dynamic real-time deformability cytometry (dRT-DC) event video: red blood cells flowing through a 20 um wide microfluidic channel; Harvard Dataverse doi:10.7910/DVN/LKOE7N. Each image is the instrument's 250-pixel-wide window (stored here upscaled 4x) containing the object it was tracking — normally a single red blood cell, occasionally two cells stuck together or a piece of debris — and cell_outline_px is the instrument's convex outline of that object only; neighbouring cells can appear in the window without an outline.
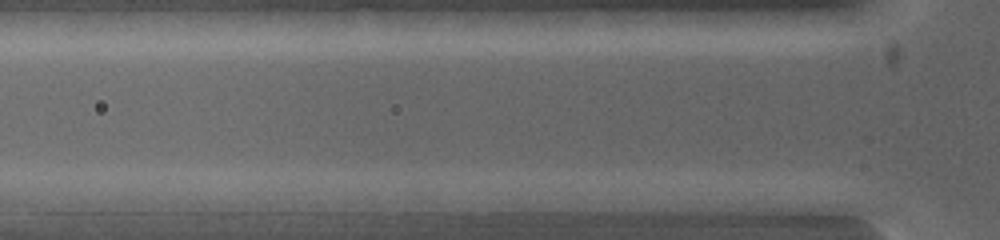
{"species": "common noctule bat (a hibernating species)", "species_latin": "Nyctalus noctula", "temperature_condition": "warm", "stored_images_in_passage": 3, "camera_frame_rate_fps": 5000, "um_per_image_px": 0.085, "animal": {"sex": "female", "body_mass_g": 19.0, "forearm_length_mm": 53.3}, "frame": {"image": 1, "passage_image": 3, "time_ms": 0.8, "image_size_px": [1000, 240], "cell_outline_px": [[604, 200], [544, 212], [500, 212], [488, 200], [520, 192], [580, 192]], "centroid_in_image_um": [45.97, 17.12], "position_along_channel_um": 79.8, "area_um2": 12.02}}